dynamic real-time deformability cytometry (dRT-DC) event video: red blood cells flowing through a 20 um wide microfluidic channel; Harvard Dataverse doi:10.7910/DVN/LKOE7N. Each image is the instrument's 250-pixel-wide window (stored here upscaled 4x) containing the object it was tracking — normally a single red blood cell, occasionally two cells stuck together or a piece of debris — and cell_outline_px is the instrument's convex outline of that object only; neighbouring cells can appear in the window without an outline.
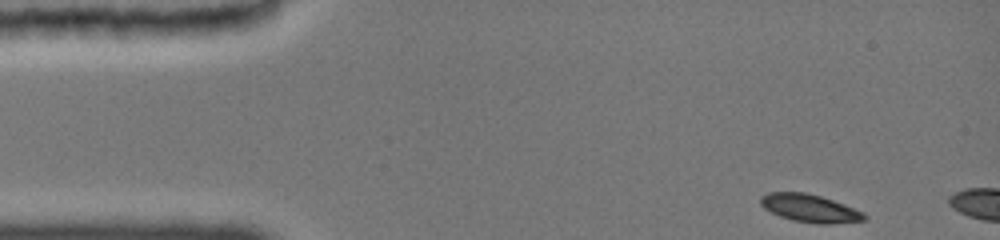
{"species": "common noctule bat (a hibernating species)", "species_latin": "Nyctalus noctula", "temperature_condition": "cold", "stored_images_in_passage": 5, "camera_frame_rate_fps": 3000, "um_per_image_px": 0.085, "animal": {"sex": "female", "body_mass_g": 19.0, "forearm_length_mm": 51.5}, "frame": {"image": 1, "passage_image": 1, "time_ms": 0.0, "image_size_px": [1000, 240], "cell_outline_px": [[868, 216], [864, 220], [828, 224], [820, 224], [792, 220], [780, 216], [764, 208], [760, 204], [760, 196], [768, 192], [804, 192], [820, 196], [844, 204], [864, 212]], "centroid_in_image_um": [68.83, 17.69], "position_along_channel_um": 16.2, "area_um2": 16.76}}